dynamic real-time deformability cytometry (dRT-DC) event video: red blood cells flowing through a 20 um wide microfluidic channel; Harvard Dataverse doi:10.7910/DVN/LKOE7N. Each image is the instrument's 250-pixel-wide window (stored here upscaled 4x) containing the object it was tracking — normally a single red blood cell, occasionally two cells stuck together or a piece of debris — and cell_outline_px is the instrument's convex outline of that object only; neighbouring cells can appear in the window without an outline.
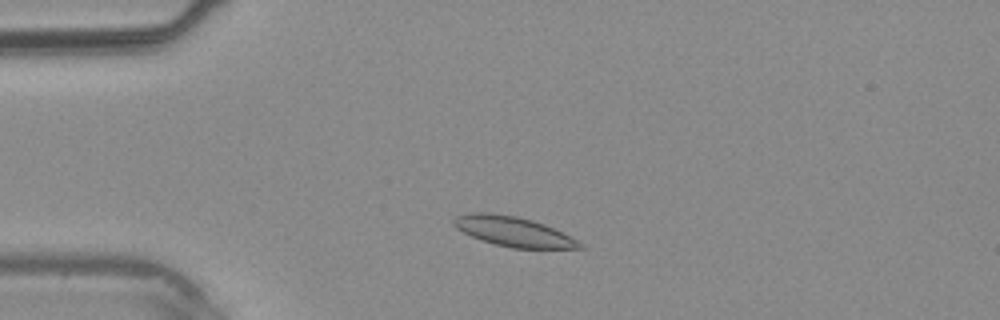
{"species": "common noctule bat (a hibernating species)", "species_latin": "Nyctalus noctula", "temperature_condition": "warm", "stored_images_in_passage": 35, "camera_frame_rate_fps": 3000, "um_per_image_px": 0.085, "animal": {"sex": "male", "body_mass_g": 20.4}, "frame": {"image": 1, "passage_image": 6, "time_ms": 1.667, "image_size_px": [1000, 320], "cell_outline_px": [[584, 248], [512, 248], [480, 240], [456, 228], [452, 224], [452, 220], [456, 216], [472, 212], [492, 212], [516, 216], [532, 220], [544, 224], [584, 244]], "centroid_in_image_um": [43.58, 19.66], "position_along_channel_um": 41.4, "area_um2": 21.68}}